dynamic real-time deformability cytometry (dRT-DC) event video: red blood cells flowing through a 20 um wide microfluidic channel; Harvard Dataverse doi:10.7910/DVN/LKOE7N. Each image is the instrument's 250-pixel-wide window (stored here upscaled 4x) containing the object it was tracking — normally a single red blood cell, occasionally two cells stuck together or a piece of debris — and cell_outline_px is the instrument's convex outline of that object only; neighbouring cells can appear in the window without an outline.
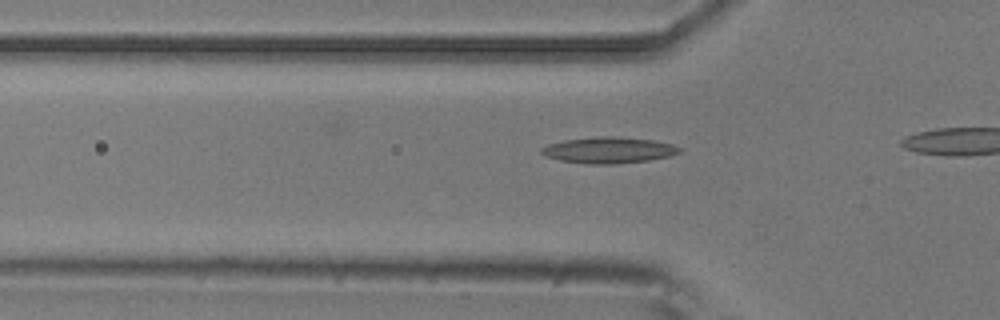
{"species": "common noctule bat (a hibernating species)", "species_latin": "Nyctalus noctula", "temperature_condition": "room temperature", "stored_images_in_passage": 8, "camera_frame_rate_fps": 3000, "um_per_image_px": 0.085, "animal": {"sex": "male", "body_mass_g": 20.5, "forearm_length_mm": 52.5}, "frame": {"image": 1, "passage_image": 8, "time_ms": 2.333, "image_size_px": [1000, 320], "cell_outline_px": [[680, 152], [672, 156], [652, 160], [612, 164], [584, 164], [560, 160], [544, 156], [540, 152], [540, 148], [548, 144], [564, 140], [600, 136], [616, 136], [652, 140], [672, 144], [680, 148]], "centroid_in_image_um": [51.72, 12.77], "position_along_channel_um": 74.1, "area_um2": 21.21}}